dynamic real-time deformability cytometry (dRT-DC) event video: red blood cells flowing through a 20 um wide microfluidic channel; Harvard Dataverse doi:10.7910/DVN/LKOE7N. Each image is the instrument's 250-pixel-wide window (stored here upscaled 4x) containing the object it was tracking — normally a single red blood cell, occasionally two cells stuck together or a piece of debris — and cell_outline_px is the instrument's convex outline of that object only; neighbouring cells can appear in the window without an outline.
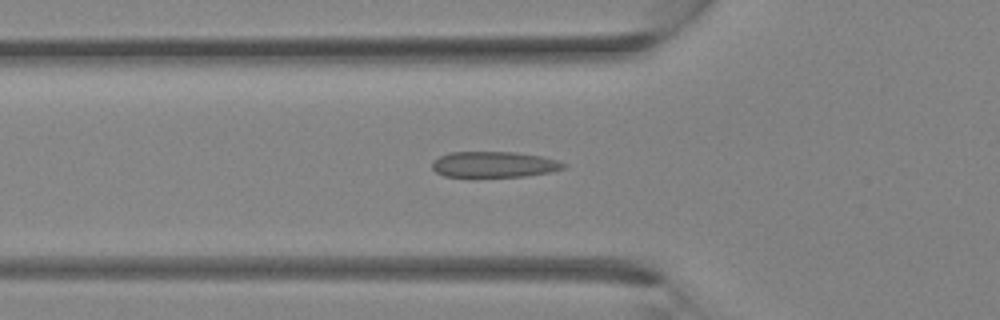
{"species": "Egyptian fruit bat (a non-hibernating species)", "species_latin": "Rousettus aegyptiacus", "temperature_condition": "room temperature", "stored_images_in_passage": 34, "camera_frame_rate_fps": 3000, "um_per_image_px": 0.085, "animal": {"sex": "female"}, "frame": {"image": 1, "passage_image": 12, "time_ms": 3.667, "image_size_px": [1000, 320], "cell_outline_px": [[568, 164], [564, 168], [548, 172], [524, 176], [444, 176], [436, 172], [432, 168], [432, 160], [448, 152], [516, 152], [540, 156], [556, 160]], "centroid_in_image_um": [41.96, 13.96], "position_along_channel_um": 83.8, "area_um2": 19.59}}
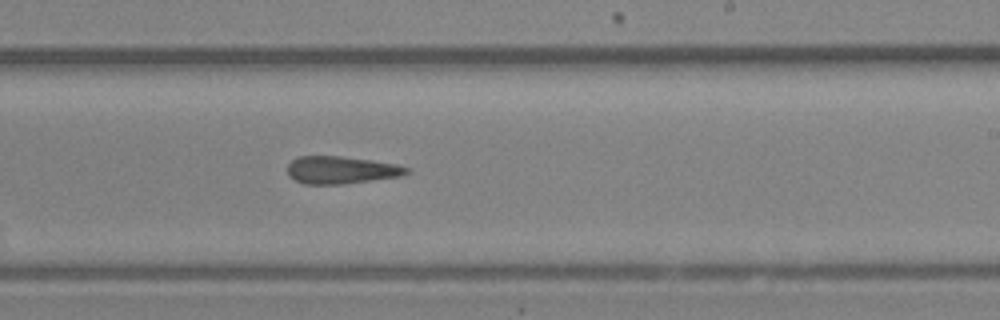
{"frame": {"image": 2, "passage_image": 21, "time_ms": 6.667, "image_size_px": [1000, 320], "cell_outline_px": [[412, 172], [404, 176], [340, 184], [304, 184], [292, 180], [288, 176], [288, 164], [292, 160], [300, 156], [340, 156], [396, 164], [412, 168]], "centroid_in_image_um": [29.02, 14.46], "position_along_channel_um": 260.0, "area_um2": 19.25}}
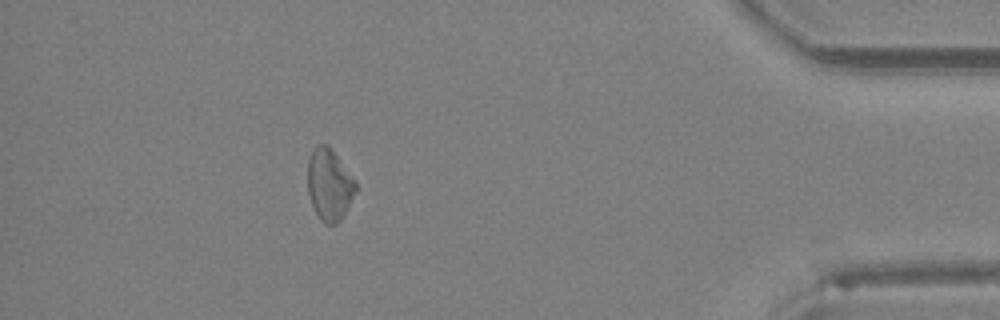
{"frame": {"image": 3, "passage_image": 31, "time_ms": 10.0, "image_size_px": [1000, 320], "cell_outline_px": [[356, 192], [344, 216], [336, 224], [324, 224], [320, 220], [312, 204], [308, 192], [308, 160], [312, 148], [316, 144], [328, 144], [356, 180]], "centroid_in_image_um": [28.0, 15.68], "position_along_channel_um": 407.2, "area_um2": 20.29}}